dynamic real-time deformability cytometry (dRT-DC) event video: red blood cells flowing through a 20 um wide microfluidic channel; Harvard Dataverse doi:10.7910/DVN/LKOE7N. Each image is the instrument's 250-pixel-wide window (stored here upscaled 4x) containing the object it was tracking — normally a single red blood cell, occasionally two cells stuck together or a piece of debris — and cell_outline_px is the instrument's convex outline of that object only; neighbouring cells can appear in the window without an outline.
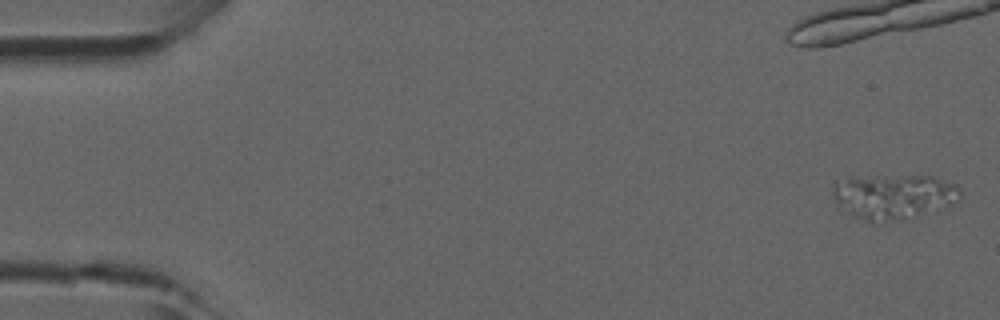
{"species": "common noctule bat (a hibernating species)", "species_latin": "Nyctalus noctula", "temperature_condition": "room temperature", "stored_images_in_passage": 14, "camera_frame_rate_fps": 3000, "um_per_image_px": 0.085, "animal": {"sex": "male", "forearm_length_mm": 52.5}, "frame": {"image": 1, "passage_image": 1, "time_ms": 0.0, "image_size_px": [1000, 320], "cell_outline_px": [[964, 192], [952, 204], [936, 212], [872, 224], [836, 208], [832, 196], [832, 188], [836, 184], [848, 176], [932, 176], [956, 184]], "centroid_in_image_um": [75.92, 16.71], "position_along_channel_um": 9.1, "area_um2": 34.16}}